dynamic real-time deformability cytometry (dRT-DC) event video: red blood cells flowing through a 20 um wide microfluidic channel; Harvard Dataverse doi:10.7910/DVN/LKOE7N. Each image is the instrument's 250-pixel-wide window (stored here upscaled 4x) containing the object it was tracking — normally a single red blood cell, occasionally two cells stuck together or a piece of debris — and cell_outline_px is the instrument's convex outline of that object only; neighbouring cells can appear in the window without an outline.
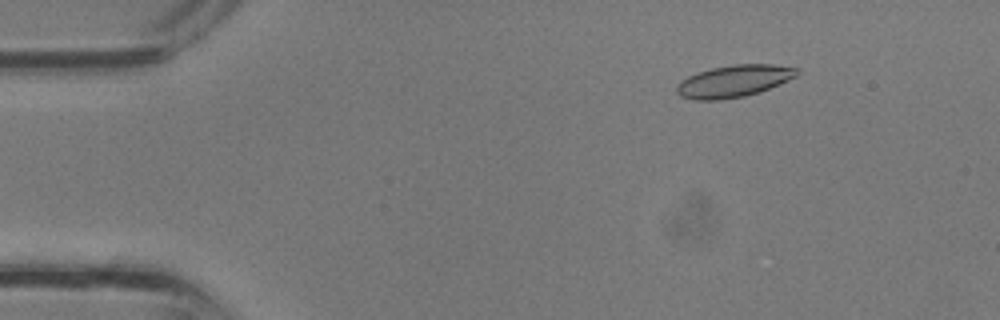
{"species": "common noctule bat (a hibernating species)", "species_latin": "Nyctalus noctula", "temperature_condition": "room temperature", "stored_images_in_passage": 35, "camera_frame_rate_fps": 3000, "um_per_image_px": 0.085, "animal": {"sex": "male", "body_mass_g": 13.3}, "frame": {"image": 1, "passage_image": 5, "time_ms": 1.333, "image_size_px": [1000, 320], "cell_outline_px": [[800, 72], [796, 76], [760, 92], [744, 96], [720, 100], [692, 100], [680, 96], [676, 92], [676, 88], [680, 80], [696, 72], [712, 68], [732, 64], [772, 64], [796, 68]], "centroid_in_image_um": [62.33, 6.9], "position_along_channel_um": 22.7, "area_um2": 22.48}}
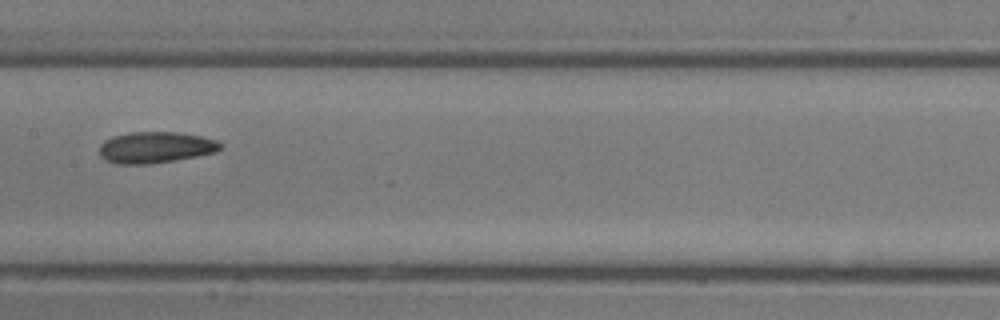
{"frame": {"image": 2, "passage_image": 18, "time_ms": 5.667, "image_size_px": [1000, 320], "cell_outline_px": [[220, 148], [216, 152], [176, 160], [148, 164], [116, 164], [104, 160], [100, 156], [100, 144], [104, 140], [112, 136], [128, 132], [176, 132], [200, 136], [216, 140], [220, 144]], "centroid_in_image_um": [13.16, 12.53], "position_along_channel_um": 194.2, "area_um2": 22.08}}
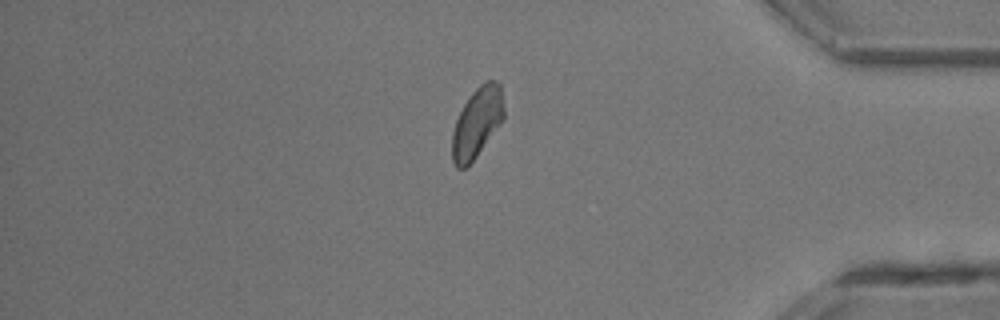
{"frame": {"image": 3, "passage_image": 30, "time_ms": 9.667, "image_size_px": [1000, 320], "cell_outline_px": [[504, 120], [476, 156], [464, 168], [456, 168], [452, 160], [452, 132], [456, 120], [464, 104], [472, 92], [484, 80], [496, 80], [500, 84], [504, 108]], "centroid_in_image_um": [40.56, 10.39], "position_along_channel_um": 394.6, "area_um2": 21.1}}